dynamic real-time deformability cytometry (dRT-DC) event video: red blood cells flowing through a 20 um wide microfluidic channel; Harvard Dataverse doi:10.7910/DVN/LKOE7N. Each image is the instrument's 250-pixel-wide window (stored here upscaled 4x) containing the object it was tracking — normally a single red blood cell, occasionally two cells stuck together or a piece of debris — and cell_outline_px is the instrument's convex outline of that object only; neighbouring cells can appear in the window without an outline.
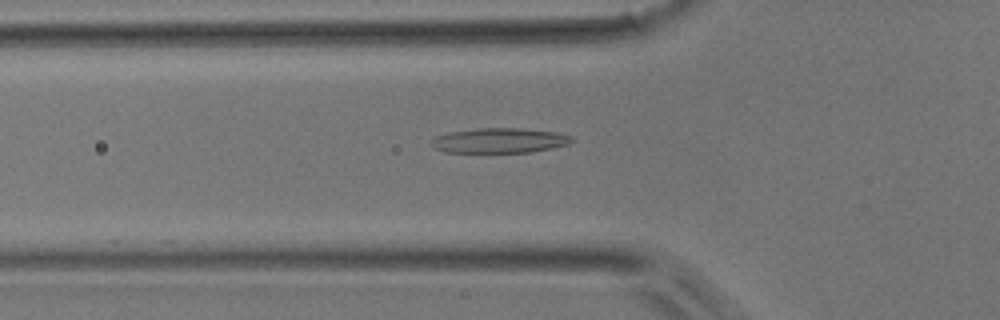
{"species": "common noctule bat (a hibernating species)", "species_latin": "Nyctalus noctula", "temperature_condition": "room temperature", "stored_images_in_passage": 37, "camera_frame_rate_fps": 3000, "um_per_image_px": 0.085, "animal": {"sex": "male", "body_mass_g": 17.9}, "frame": {"image": 1, "passage_image": 8, "time_ms": 2.333, "image_size_px": [1000, 320], "cell_outline_px": [[576, 140], [568, 144], [528, 152], [444, 152], [436, 148], [432, 144], [432, 140], [436, 136], [448, 132], [476, 128], [520, 128], [556, 132], [572, 136]], "centroid_in_image_um": [42.46, 11.93], "position_along_channel_um": 83.3, "area_um2": 20.23}}
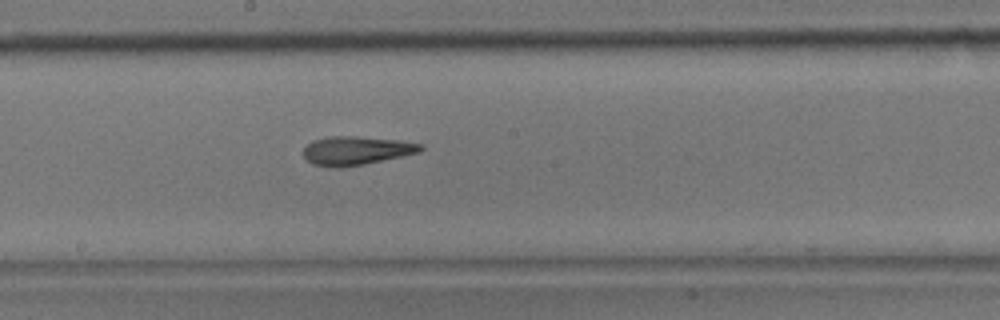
{"frame": {"image": 2, "passage_image": 18, "time_ms": 5.667, "image_size_px": [1000, 320], "cell_outline_px": [[424, 148], [420, 152], [364, 164], [312, 164], [304, 156], [304, 148], [312, 140], [328, 136], [356, 136], [400, 140], [424, 144]], "centroid_in_image_um": [30.36, 12.74], "position_along_channel_um": 217.8, "area_um2": 18.84}}
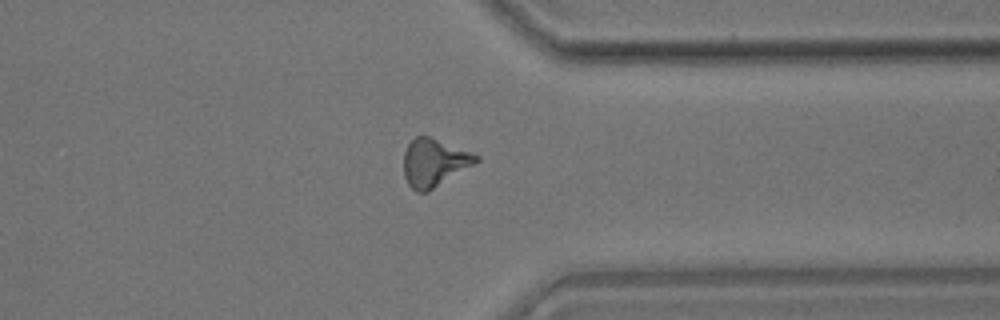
{"frame": {"image": 3, "passage_image": 30, "time_ms": 9.667, "image_size_px": [1000, 320], "cell_outline_px": [[480, 160], [428, 192], [416, 192], [408, 184], [404, 176], [404, 152], [408, 144], [416, 136], [428, 136], [472, 152], [480, 156]], "centroid_in_image_um": [36.89, 13.83], "position_along_channel_um": 374.5, "area_um2": 20.0}}